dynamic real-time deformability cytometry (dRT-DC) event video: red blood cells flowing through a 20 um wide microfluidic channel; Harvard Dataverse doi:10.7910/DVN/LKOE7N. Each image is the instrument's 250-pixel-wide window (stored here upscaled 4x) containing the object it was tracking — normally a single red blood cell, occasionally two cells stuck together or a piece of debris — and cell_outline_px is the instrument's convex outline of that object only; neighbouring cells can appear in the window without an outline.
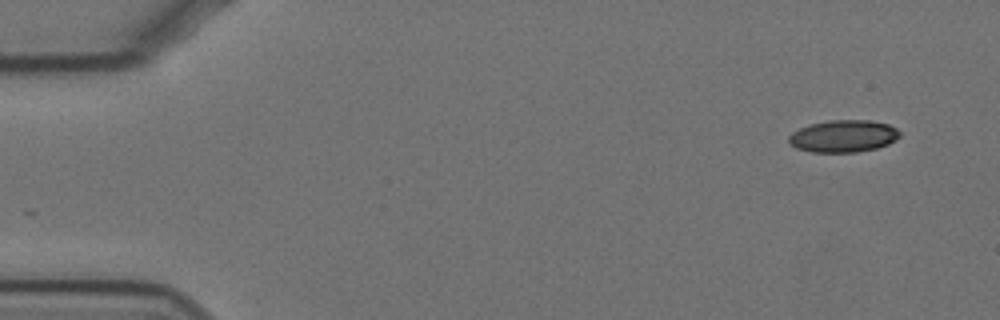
{"species": "Egyptian fruit bat (a non-hibernating species)", "species_latin": "Rousettus aegyptiacus", "temperature_condition": "cold", "stored_images_in_passage": 55, "camera_frame_rate_fps": 3000, "um_per_image_px": 0.085, "animal": {"sex": "female"}, "frame": {"image": 1, "passage_image": 1, "time_ms": 0.0, "image_size_px": [1000, 320], "cell_outline_px": [[900, 136], [896, 140], [888, 144], [876, 148], [856, 152], [812, 152], [796, 148], [788, 140], [788, 136], [792, 132], [808, 124], [828, 120], [868, 120], [888, 124], [896, 128], [900, 132]], "centroid_in_image_um": [71.68, 11.56], "position_along_channel_um": 13.3, "area_um2": 20.87}}
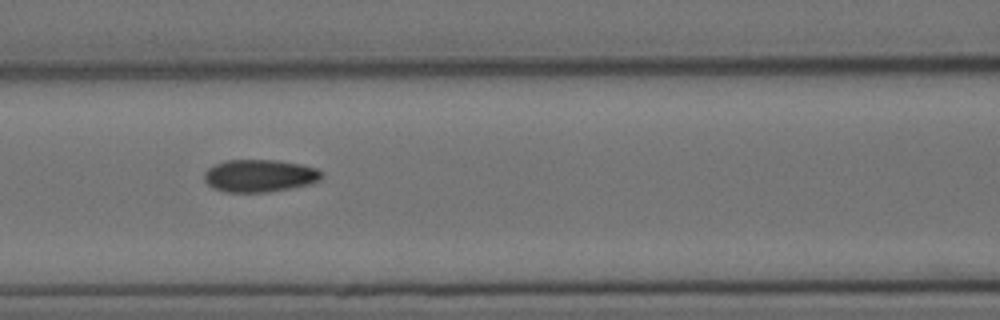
{"frame": {"image": 2, "passage_image": 22, "time_ms": 7.0, "image_size_px": [1000, 320], "cell_outline_px": [[324, 176], [320, 180], [308, 184], [292, 188], [268, 192], [228, 192], [212, 188], [204, 180], [204, 172], [208, 168], [216, 164], [228, 160], [276, 160], [300, 164], [316, 168]], "centroid_in_image_um": [22.06, 14.94], "position_along_channel_um": 144.5, "area_um2": 22.2}}
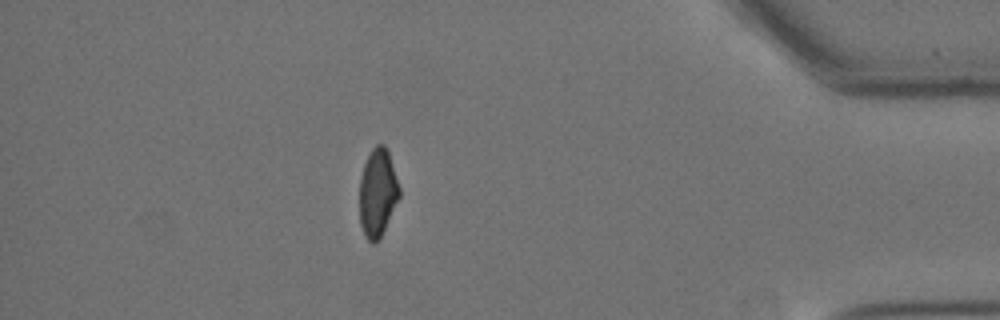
{"frame": {"image": 3, "passage_image": 48, "time_ms": 15.667, "image_size_px": [1000, 320], "cell_outline_px": [[400, 196], [380, 236], [372, 244], [364, 236], [360, 224], [360, 176], [364, 164], [372, 148], [376, 144], [384, 144], [388, 152], [400, 188]], "centroid_in_image_um": [32.08, 16.36], "position_along_channel_um": 403.1, "area_um2": 20.11}, "authors_computed_cell_mechanics": {"area_um2": 21.7906, "velocity_mm_per_s": 3.4845, "shape_relaxation_time_tau1_ms": 7.7206, "shape_relaxation_time_tau2_ms": 2.989, "deformation_change_tau1": 0.1322, "deformation_change_tau2": 0.0849}}